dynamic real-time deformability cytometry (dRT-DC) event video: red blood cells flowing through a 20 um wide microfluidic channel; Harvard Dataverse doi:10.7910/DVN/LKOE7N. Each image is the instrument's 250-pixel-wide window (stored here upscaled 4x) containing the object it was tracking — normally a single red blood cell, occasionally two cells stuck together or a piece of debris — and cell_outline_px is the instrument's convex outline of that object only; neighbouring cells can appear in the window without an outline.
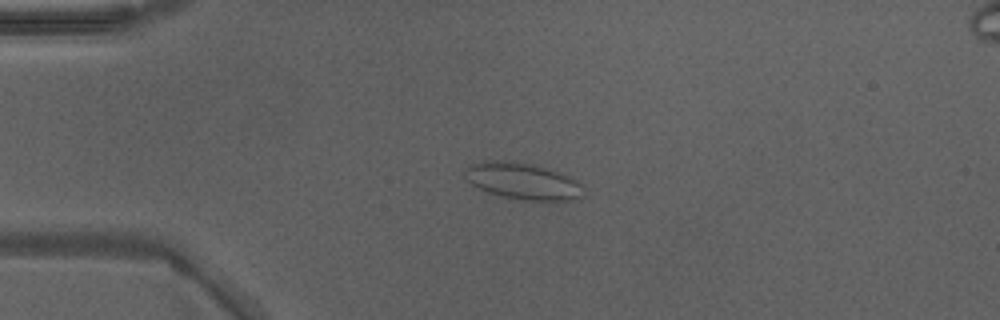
{"species": "Egyptian fruit bat (a non-hibernating species)", "species_latin": "Rousettus aegyptiacus", "temperature_condition": "warm", "stored_images_in_passage": 49, "camera_frame_rate_fps": 3000, "um_per_image_px": 0.085, "animal": {"sex": "male"}, "frame": {"image": 1, "passage_image": 13, "time_ms": 4.0, "image_size_px": [1000, 320], "cell_outline_px": [[580, 196], [572, 200], [552, 204], [548, 204], [524, 200], [504, 196], [488, 192], [472, 184], [464, 176], [464, 172], [472, 164], [488, 160], [504, 160], [532, 164], [548, 168], [568, 176], [576, 180], [580, 184]], "centroid_in_image_um": [44.46, 15.43], "position_along_channel_um": 40.5, "area_um2": 25.43}}
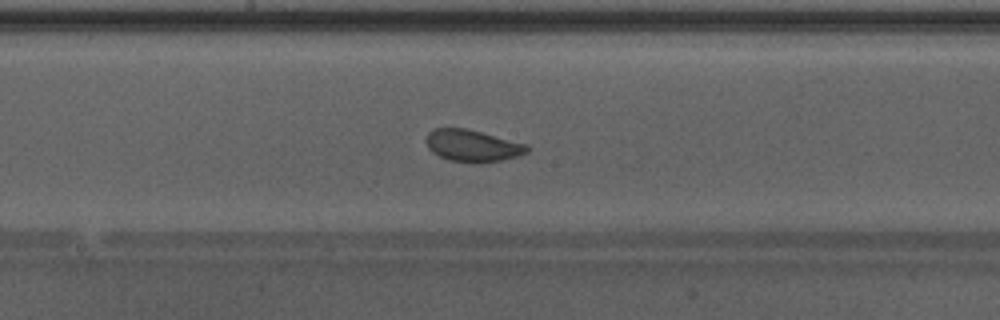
{"frame": {"image": 2, "passage_image": 27, "time_ms": 8.667, "image_size_px": [1000, 320], "cell_outline_px": [[528, 152], [516, 156], [500, 160], [476, 164], [448, 160], [432, 152], [428, 148], [424, 140], [428, 132], [432, 128], [468, 128], [528, 144]], "centroid_in_image_um": [40.12, 12.38], "position_along_channel_um": 208.1, "area_um2": 19.07}}
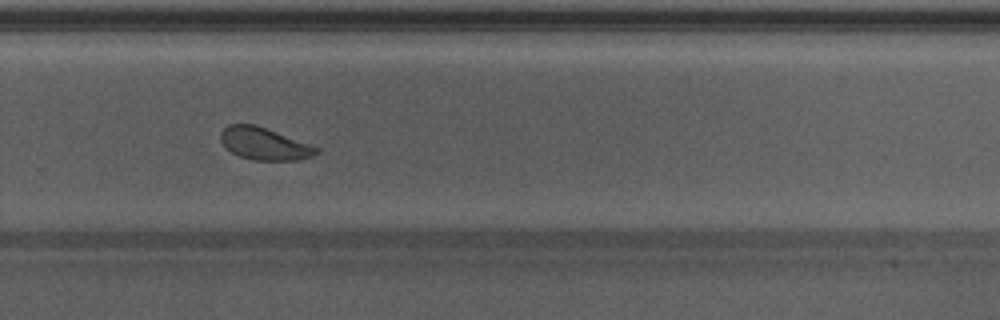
{"frame": {"image": 3, "passage_image": 34, "time_ms": 11.0, "image_size_px": [1000, 320], "cell_outline_px": [[320, 152], [312, 156], [300, 160], [252, 160], [240, 156], [224, 148], [220, 140], [220, 132], [228, 124], [256, 124], [320, 148]], "centroid_in_image_um": [22.45, 12.21], "position_along_channel_um": 307.4, "area_um2": 18.15}, "authors_computed_cell_mechanics": {"area_um2": 20.7502, "velocity_mm_per_s": 4.2775, "shape_relaxation_time_tau1_ms": 3.8879, "shape_relaxation_time_tau2_ms": 0.9255, "deformation_change_tau1": 0.0985, "deformation_change_tau2": 0.059}}